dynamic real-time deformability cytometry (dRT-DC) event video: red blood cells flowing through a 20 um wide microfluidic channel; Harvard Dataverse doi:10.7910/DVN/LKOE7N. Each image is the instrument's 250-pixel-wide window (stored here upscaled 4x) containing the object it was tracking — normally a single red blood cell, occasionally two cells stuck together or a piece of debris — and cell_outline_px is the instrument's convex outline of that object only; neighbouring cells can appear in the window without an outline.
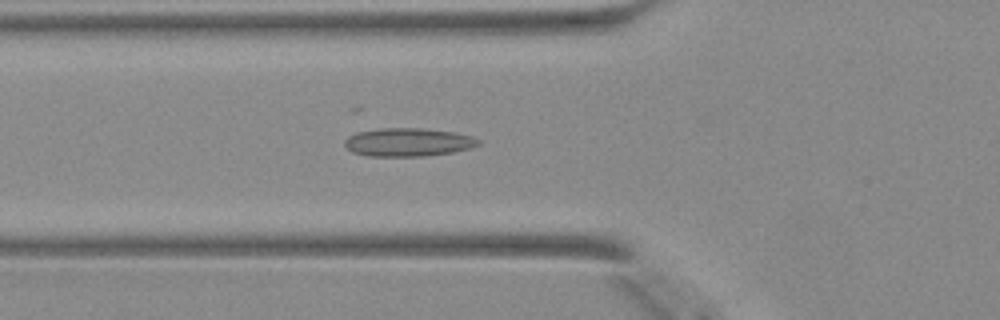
{"species": "Egyptian fruit bat (a non-hibernating species)", "species_latin": "Rousettus aegyptiacus", "temperature_condition": "warm", "stored_images_in_passage": 42, "camera_frame_rate_fps": 3000, "um_per_image_px": 0.085, "animal": {"sex": "female"}, "frame": {"image": 1, "passage_image": 13, "time_ms": 4.0, "image_size_px": [1000, 320], "cell_outline_px": [[480, 144], [472, 148], [452, 152], [428, 156], [368, 156], [352, 152], [344, 144], [344, 140], [348, 136], [360, 132], [380, 128], [420, 128], [456, 132], [472, 136], [480, 140]], "centroid_in_image_um": [34.72, 12.09], "position_along_channel_um": 91.1, "area_um2": 22.14}}
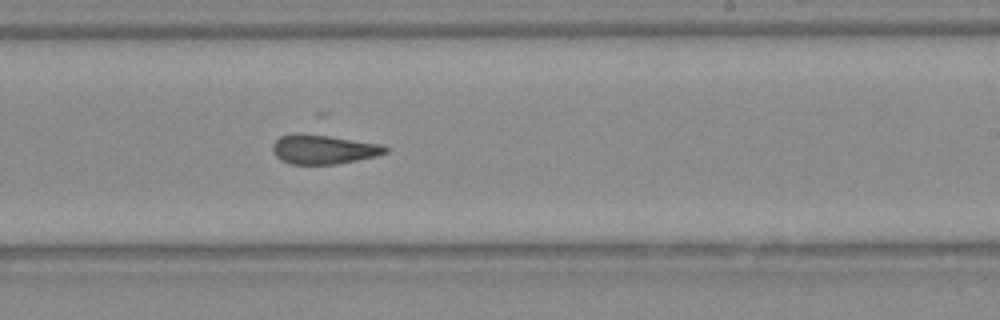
{"frame": {"image": 2, "passage_image": 25, "time_ms": 8.0, "image_size_px": [1000, 320], "cell_outline_px": [[388, 152], [376, 156], [336, 164], [292, 164], [280, 160], [272, 152], [272, 144], [280, 136], [292, 132], [320, 132], [384, 144], [388, 148]], "centroid_in_image_um": [27.51, 12.63], "position_along_channel_um": 261.5, "area_um2": 20.35}}
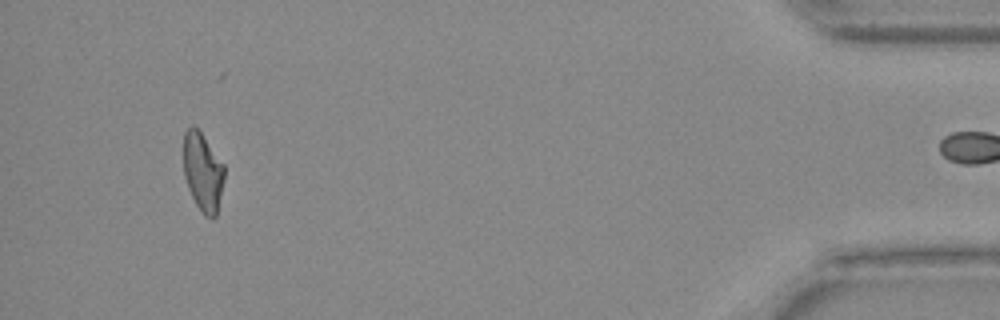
{"frame": {"image": 3, "passage_image": 41, "time_ms": 13.333, "image_size_px": [1000, 320], "cell_outline_px": [[224, 176], [216, 216], [212, 220], [204, 216], [196, 204], [188, 188], [184, 176], [184, 132], [192, 124], [200, 132], [224, 164]], "centroid_in_image_um": [17.23, 14.64], "position_along_channel_um": 418.0, "area_um2": 18.5}}